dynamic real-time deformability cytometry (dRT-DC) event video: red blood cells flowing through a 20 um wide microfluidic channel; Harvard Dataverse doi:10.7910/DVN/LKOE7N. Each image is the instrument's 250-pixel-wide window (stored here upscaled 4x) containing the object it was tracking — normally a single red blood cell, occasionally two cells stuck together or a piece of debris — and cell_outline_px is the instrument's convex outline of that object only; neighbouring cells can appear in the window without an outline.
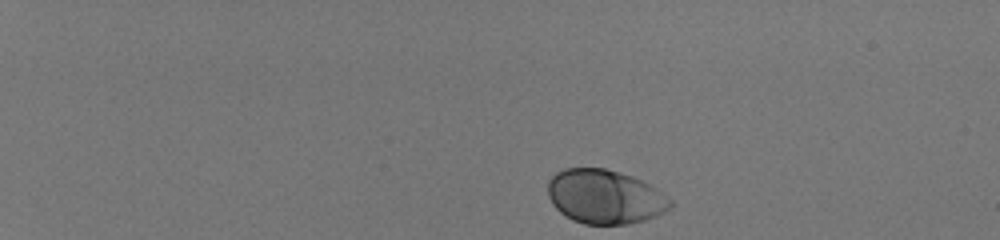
{"species": "human", "species_latin": "Homo sapiens", "temperature_condition": "room temperature", "stored_images_in_passage": 42, "camera_frame_rate_fps": 3000, "um_per_image_px": 0.085, "donor": {"sex": "male"}, "frame": {"image": 1, "passage_image": 1, "time_ms": 0.0, "image_size_px": [1000, 240], "cell_outline_px": [[672, 208], [656, 216], [644, 220], [628, 224], [584, 224], [572, 220], [560, 212], [552, 204], [548, 196], [548, 180], [556, 172], [564, 168], [604, 168], [632, 176], [656, 188], [672, 200]], "centroid_in_image_um": [51.4, 16.72], "position_along_channel_um": 33.6, "area_um2": 38.73}}
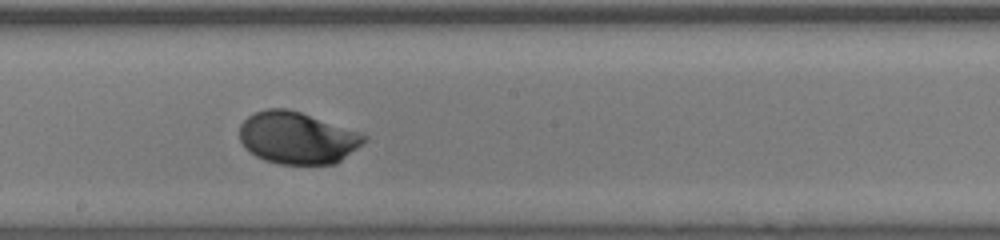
{"frame": {"image": 2, "passage_image": 25, "time_ms": 8.0, "image_size_px": [1000, 240], "cell_outline_px": [[368, 140], [336, 164], [280, 164], [264, 160], [248, 152], [244, 148], [240, 140], [240, 124], [248, 116], [264, 108], [288, 108], [360, 132], [368, 136]], "centroid_in_image_um": [25.26, 11.72], "position_along_channel_um": 222.9, "area_um2": 37.97}}
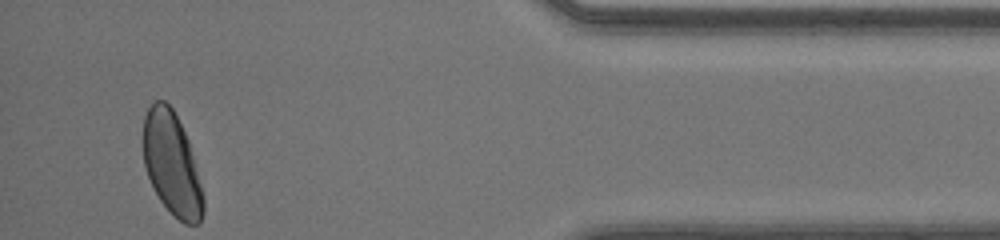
{"frame": {"image": 3, "passage_image": 42, "time_ms": 13.667, "image_size_px": [1000, 240], "cell_outline_px": [[204, 212], [200, 224], [184, 224], [160, 200], [148, 176], [144, 164], [144, 116], [148, 108], [156, 100], [164, 100], [172, 108], [188, 140], [204, 196]], "centroid_in_image_um": [14.62, 13.95], "position_along_channel_um": 420.6, "area_um2": 35.37}, "authors_computed_cell_mechanics": {"area_um2": 37.2521, "velocity_mm_per_s": 4.0976, "shape_relaxation_time_tau1_ms": 2.291, "shape_relaxation_time_tau2_ms": null, "deformation_change_tau1": 0.1258, "deformation_change_tau2": null}}